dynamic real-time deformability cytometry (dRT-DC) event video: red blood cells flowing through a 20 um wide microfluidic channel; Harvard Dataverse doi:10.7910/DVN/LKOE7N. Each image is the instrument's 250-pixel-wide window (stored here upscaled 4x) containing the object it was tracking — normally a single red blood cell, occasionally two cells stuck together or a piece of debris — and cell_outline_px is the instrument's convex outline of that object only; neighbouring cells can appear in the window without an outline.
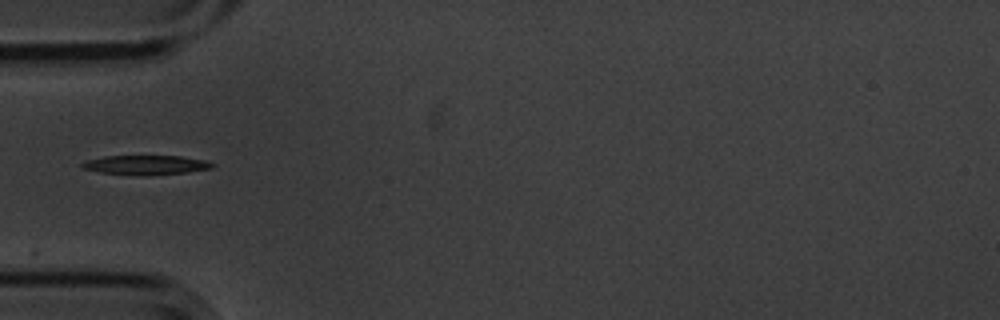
{"species": "common noctule bat (a hibernating species)", "species_latin": "Nyctalus noctula", "temperature_condition": "cold", "stored_images_in_passage": 4, "segment_of_instrument_passage": [2, 2], "camera_frame_rate_fps": 3000, "um_per_image_px": 0.085, "animal": {"sex": "male", "body_mass_g": 20.1, "forearm_length_mm": 53.5}, "frame": {"image": 1, "passage_image": 4, "time_ms": 1.0, "image_size_px": [1000, 320], "cell_outline_px": [[216, 164], [212, 168], [188, 172], [148, 176], [144, 176], [100, 172], [80, 168], [80, 164], [88, 160], [104, 156], [180, 156], [204, 160]], "centroid_in_image_um": [12.4, 14.03], "position_along_channel_um": 72.6, "area_um2": 14.8}}